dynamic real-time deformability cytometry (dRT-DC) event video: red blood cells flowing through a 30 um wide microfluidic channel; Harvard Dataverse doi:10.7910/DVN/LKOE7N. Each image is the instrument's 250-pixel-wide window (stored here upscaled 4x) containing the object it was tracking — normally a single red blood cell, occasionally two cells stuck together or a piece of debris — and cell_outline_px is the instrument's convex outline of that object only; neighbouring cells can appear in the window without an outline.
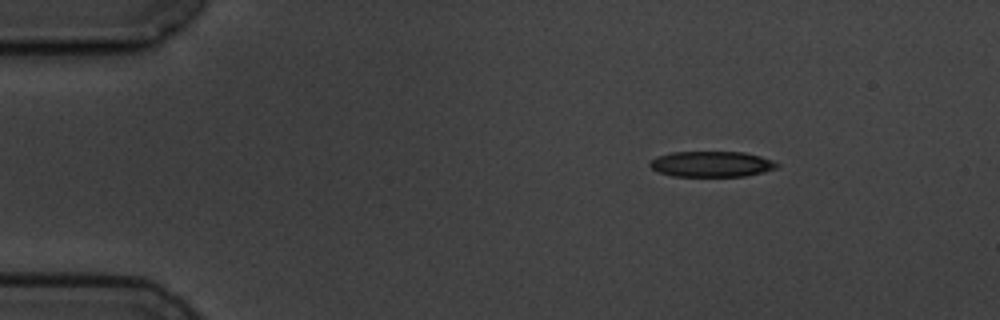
{"species": "common noctule bat (a hibernating species)", "species_latin": "Nyctalus noctula", "temperature_condition": "cold", "stored_images_in_passage": 14, "camera_frame_rate_fps": 3000, "um_per_image_px": 0.085, "animal": {"sex": "male", "body_mass_g": 19.5, "forearm_length_mm": 54.6}, "frame": {"image": 1, "passage_image": 2, "time_ms": 1.333, "image_size_px": [1000, 320], "cell_outline_px": [[780, 164], [776, 168], [764, 172], [744, 176], [672, 176], [660, 172], [652, 168], [648, 164], [656, 156], [672, 152], [744, 152], [760, 156], [772, 160]], "centroid_in_image_um": [60.49, 13.94], "position_along_channel_um": 24.5, "area_um2": 18.96}}
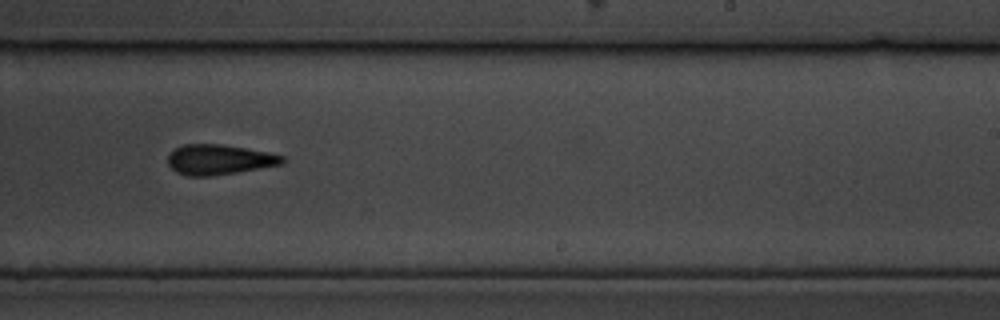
{"frame": {"image": 2, "passage_image": 9, "time_ms": 10.333, "image_size_px": [1000, 320], "cell_outline_px": [[284, 164], [212, 176], [188, 176], [176, 172], [168, 164], [168, 152], [184, 144], [220, 144], [268, 152], [284, 156]], "centroid_in_image_um": [18.6, 13.57], "position_along_channel_um": 270.4, "area_um2": 20.06}}
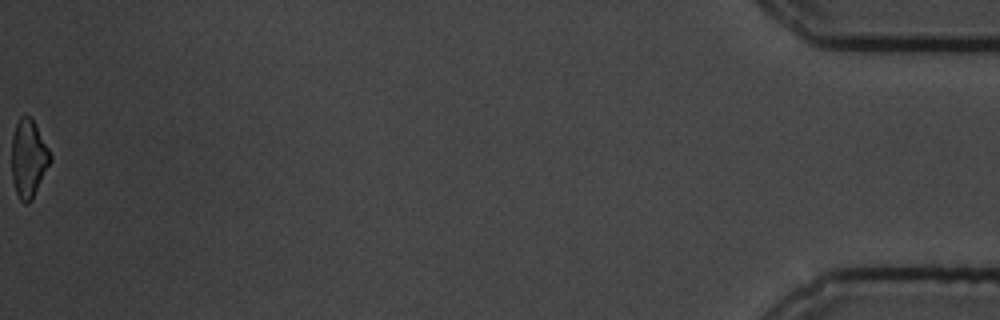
{"frame": {"image": 3, "passage_image": 14, "time_ms": 17.667, "image_size_px": [1000, 320], "cell_outline_px": [[52, 160], [32, 200], [28, 204], [24, 204], [20, 200], [16, 192], [12, 180], [12, 136], [16, 124], [20, 116], [32, 116], [52, 156]], "centroid_in_image_um": [2.43, 13.48], "position_along_channel_um": 432.8, "area_um2": 17.69}, "authors_computed_cell_mechanics": {"area_um2": 19.7965, "velocity_mm_per_s": 3.5365, "shape_relaxation_time_tau1_ms": 3.8364, "shape_relaxation_time_tau2_ms": 7.0855, "deformation_change_tau1": 0.0924, "deformation_change_tau2": 0.1622}}